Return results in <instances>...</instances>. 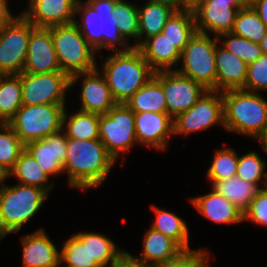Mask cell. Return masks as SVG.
<instances>
[{
  "label": "cell",
  "mask_w": 267,
  "mask_h": 267,
  "mask_svg": "<svg viewBox=\"0 0 267 267\" xmlns=\"http://www.w3.org/2000/svg\"><path fill=\"white\" fill-rule=\"evenodd\" d=\"M116 160L107 152L100 139L80 140L67 138L64 174L68 186L80 191L100 186L110 174ZM88 188V189H87Z\"/></svg>",
  "instance_id": "6da1fadb"
},
{
  "label": "cell",
  "mask_w": 267,
  "mask_h": 267,
  "mask_svg": "<svg viewBox=\"0 0 267 267\" xmlns=\"http://www.w3.org/2000/svg\"><path fill=\"white\" fill-rule=\"evenodd\" d=\"M106 57L101 62L100 72L116 103H125L155 73L136 47L129 52L113 53Z\"/></svg>",
  "instance_id": "7a4b0ae2"
},
{
  "label": "cell",
  "mask_w": 267,
  "mask_h": 267,
  "mask_svg": "<svg viewBox=\"0 0 267 267\" xmlns=\"http://www.w3.org/2000/svg\"><path fill=\"white\" fill-rule=\"evenodd\" d=\"M224 129L257 139L267 127V101L257 92H222Z\"/></svg>",
  "instance_id": "3957f363"
},
{
  "label": "cell",
  "mask_w": 267,
  "mask_h": 267,
  "mask_svg": "<svg viewBox=\"0 0 267 267\" xmlns=\"http://www.w3.org/2000/svg\"><path fill=\"white\" fill-rule=\"evenodd\" d=\"M47 196L37 186L5 183L0 188V236L19 232L42 208Z\"/></svg>",
  "instance_id": "277c9868"
},
{
  "label": "cell",
  "mask_w": 267,
  "mask_h": 267,
  "mask_svg": "<svg viewBox=\"0 0 267 267\" xmlns=\"http://www.w3.org/2000/svg\"><path fill=\"white\" fill-rule=\"evenodd\" d=\"M74 15L73 23L97 53L101 49L112 50L113 53L129 52L134 47L119 33L118 20L113 13H98L87 2L78 0Z\"/></svg>",
  "instance_id": "5b68a950"
},
{
  "label": "cell",
  "mask_w": 267,
  "mask_h": 267,
  "mask_svg": "<svg viewBox=\"0 0 267 267\" xmlns=\"http://www.w3.org/2000/svg\"><path fill=\"white\" fill-rule=\"evenodd\" d=\"M61 71L72 76L98 67L97 52L87 43L74 23L49 27Z\"/></svg>",
  "instance_id": "8992f818"
},
{
  "label": "cell",
  "mask_w": 267,
  "mask_h": 267,
  "mask_svg": "<svg viewBox=\"0 0 267 267\" xmlns=\"http://www.w3.org/2000/svg\"><path fill=\"white\" fill-rule=\"evenodd\" d=\"M65 104L22 105L8 122L26 145L62 130Z\"/></svg>",
  "instance_id": "52a82bcc"
},
{
  "label": "cell",
  "mask_w": 267,
  "mask_h": 267,
  "mask_svg": "<svg viewBox=\"0 0 267 267\" xmlns=\"http://www.w3.org/2000/svg\"><path fill=\"white\" fill-rule=\"evenodd\" d=\"M217 36L195 32L181 52V68L176 70L202 84L207 90H216L215 53Z\"/></svg>",
  "instance_id": "ba28073f"
},
{
  "label": "cell",
  "mask_w": 267,
  "mask_h": 267,
  "mask_svg": "<svg viewBox=\"0 0 267 267\" xmlns=\"http://www.w3.org/2000/svg\"><path fill=\"white\" fill-rule=\"evenodd\" d=\"M134 121L135 112L125 103H116L107 113L99 115V139L116 161L138 144Z\"/></svg>",
  "instance_id": "9c48e42d"
},
{
  "label": "cell",
  "mask_w": 267,
  "mask_h": 267,
  "mask_svg": "<svg viewBox=\"0 0 267 267\" xmlns=\"http://www.w3.org/2000/svg\"><path fill=\"white\" fill-rule=\"evenodd\" d=\"M35 28L20 14L0 30V75L23 72L30 34Z\"/></svg>",
  "instance_id": "30bf717a"
},
{
  "label": "cell",
  "mask_w": 267,
  "mask_h": 267,
  "mask_svg": "<svg viewBox=\"0 0 267 267\" xmlns=\"http://www.w3.org/2000/svg\"><path fill=\"white\" fill-rule=\"evenodd\" d=\"M174 135H189L212 126L224 128L222 92L207 90L187 111L173 118Z\"/></svg>",
  "instance_id": "8fae6325"
},
{
  "label": "cell",
  "mask_w": 267,
  "mask_h": 267,
  "mask_svg": "<svg viewBox=\"0 0 267 267\" xmlns=\"http://www.w3.org/2000/svg\"><path fill=\"white\" fill-rule=\"evenodd\" d=\"M22 105L66 104L70 76L63 72L21 73Z\"/></svg>",
  "instance_id": "7c38bea8"
},
{
  "label": "cell",
  "mask_w": 267,
  "mask_h": 267,
  "mask_svg": "<svg viewBox=\"0 0 267 267\" xmlns=\"http://www.w3.org/2000/svg\"><path fill=\"white\" fill-rule=\"evenodd\" d=\"M161 85L166 99L167 113L175 118L193 106L207 89L176 69L161 71Z\"/></svg>",
  "instance_id": "4fadbf2b"
},
{
  "label": "cell",
  "mask_w": 267,
  "mask_h": 267,
  "mask_svg": "<svg viewBox=\"0 0 267 267\" xmlns=\"http://www.w3.org/2000/svg\"><path fill=\"white\" fill-rule=\"evenodd\" d=\"M243 7L239 0H204L193 9L195 30L216 36L231 32L237 12Z\"/></svg>",
  "instance_id": "5bb4252c"
},
{
  "label": "cell",
  "mask_w": 267,
  "mask_h": 267,
  "mask_svg": "<svg viewBox=\"0 0 267 267\" xmlns=\"http://www.w3.org/2000/svg\"><path fill=\"white\" fill-rule=\"evenodd\" d=\"M98 68L70 76V87H74L77 85V81L82 79L79 110L102 115L107 113L116 102L111 95L104 75Z\"/></svg>",
  "instance_id": "9a60e30c"
},
{
  "label": "cell",
  "mask_w": 267,
  "mask_h": 267,
  "mask_svg": "<svg viewBox=\"0 0 267 267\" xmlns=\"http://www.w3.org/2000/svg\"><path fill=\"white\" fill-rule=\"evenodd\" d=\"M135 136L141 146L164 151L174 135L173 118L168 113H135Z\"/></svg>",
  "instance_id": "2e32d148"
},
{
  "label": "cell",
  "mask_w": 267,
  "mask_h": 267,
  "mask_svg": "<svg viewBox=\"0 0 267 267\" xmlns=\"http://www.w3.org/2000/svg\"><path fill=\"white\" fill-rule=\"evenodd\" d=\"M61 71L51 30L36 27L30 34L27 47V58L23 72L51 73Z\"/></svg>",
  "instance_id": "e0dca14e"
},
{
  "label": "cell",
  "mask_w": 267,
  "mask_h": 267,
  "mask_svg": "<svg viewBox=\"0 0 267 267\" xmlns=\"http://www.w3.org/2000/svg\"><path fill=\"white\" fill-rule=\"evenodd\" d=\"M78 0H29L21 13L35 27L49 28L73 23Z\"/></svg>",
  "instance_id": "ac0fdd59"
},
{
  "label": "cell",
  "mask_w": 267,
  "mask_h": 267,
  "mask_svg": "<svg viewBox=\"0 0 267 267\" xmlns=\"http://www.w3.org/2000/svg\"><path fill=\"white\" fill-rule=\"evenodd\" d=\"M25 149L50 177L64 174L67 137L63 130L41 140L30 142L25 145Z\"/></svg>",
  "instance_id": "d6986e66"
},
{
  "label": "cell",
  "mask_w": 267,
  "mask_h": 267,
  "mask_svg": "<svg viewBox=\"0 0 267 267\" xmlns=\"http://www.w3.org/2000/svg\"><path fill=\"white\" fill-rule=\"evenodd\" d=\"M22 267H61L60 250L44 229L22 236Z\"/></svg>",
  "instance_id": "ffe728a7"
},
{
  "label": "cell",
  "mask_w": 267,
  "mask_h": 267,
  "mask_svg": "<svg viewBox=\"0 0 267 267\" xmlns=\"http://www.w3.org/2000/svg\"><path fill=\"white\" fill-rule=\"evenodd\" d=\"M215 64L217 91L223 92L245 87L248 64L219 43L216 45Z\"/></svg>",
  "instance_id": "44dd1931"
},
{
  "label": "cell",
  "mask_w": 267,
  "mask_h": 267,
  "mask_svg": "<svg viewBox=\"0 0 267 267\" xmlns=\"http://www.w3.org/2000/svg\"><path fill=\"white\" fill-rule=\"evenodd\" d=\"M190 202L204 218L214 223L231 225L243 222V213L212 188L210 193L193 197Z\"/></svg>",
  "instance_id": "7402d4cb"
},
{
  "label": "cell",
  "mask_w": 267,
  "mask_h": 267,
  "mask_svg": "<svg viewBox=\"0 0 267 267\" xmlns=\"http://www.w3.org/2000/svg\"><path fill=\"white\" fill-rule=\"evenodd\" d=\"M138 49L155 72L178 68L181 52L162 32L146 39Z\"/></svg>",
  "instance_id": "603a6c76"
},
{
  "label": "cell",
  "mask_w": 267,
  "mask_h": 267,
  "mask_svg": "<svg viewBox=\"0 0 267 267\" xmlns=\"http://www.w3.org/2000/svg\"><path fill=\"white\" fill-rule=\"evenodd\" d=\"M184 249L172 238L149 228L143 239L141 256L127 252L135 261L153 266L178 256Z\"/></svg>",
  "instance_id": "cb8c5ba5"
},
{
  "label": "cell",
  "mask_w": 267,
  "mask_h": 267,
  "mask_svg": "<svg viewBox=\"0 0 267 267\" xmlns=\"http://www.w3.org/2000/svg\"><path fill=\"white\" fill-rule=\"evenodd\" d=\"M125 104L135 113H167L166 99L161 85V71H156L152 78L138 89Z\"/></svg>",
  "instance_id": "d4e9b609"
},
{
  "label": "cell",
  "mask_w": 267,
  "mask_h": 267,
  "mask_svg": "<svg viewBox=\"0 0 267 267\" xmlns=\"http://www.w3.org/2000/svg\"><path fill=\"white\" fill-rule=\"evenodd\" d=\"M138 5L139 36L138 47L148 38L160 33L167 20L176 12L168 5L146 1Z\"/></svg>",
  "instance_id": "484cf974"
},
{
  "label": "cell",
  "mask_w": 267,
  "mask_h": 267,
  "mask_svg": "<svg viewBox=\"0 0 267 267\" xmlns=\"http://www.w3.org/2000/svg\"><path fill=\"white\" fill-rule=\"evenodd\" d=\"M10 176H15L19 184L40 187L48 194L55 186V183L49 182L50 176L26 149L20 153L14 167L10 170Z\"/></svg>",
  "instance_id": "4316f807"
},
{
  "label": "cell",
  "mask_w": 267,
  "mask_h": 267,
  "mask_svg": "<svg viewBox=\"0 0 267 267\" xmlns=\"http://www.w3.org/2000/svg\"><path fill=\"white\" fill-rule=\"evenodd\" d=\"M210 186L218 194L232 202L242 213L249 208L250 203L260 190L255 184L247 182L237 175L229 179L215 181Z\"/></svg>",
  "instance_id": "83f0119b"
},
{
  "label": "cell",
  "mask_w": 267,
  "mask_h": 267,
  "mask_svg": "<svg viewBox=\"0 0 267 267\" xmlns=\"http://www.w3.org/2000/svg\"><path fill=\"white\" fill-rule=\"evenodd\" d=\"M65 108L63 114L62 130L67 138L92 140L99 139V115L91 112L77 110L68 116Z\"/></svg>",
  "instance_id": "f1b7e54d"
},
{
  "label": "cell",
  "mask_w": 267,
  "mask_h": 267,
  "mask_svg": "<svg viewBox=\"0 0 267 267\" xmlns=\"http://www.w3.org/2000/svg\"><path fill=\"white\" fill-rule=\"evenodd\" d=\"M60 262L69 267H100L89 252V232L80 231L63 243Z\"/></svg>",
  "instance_id": "f546056e"
},
{
  "label": "cell",
  "mask_w": 267,
  "mask_h": 267,
  "mask_svg": "<svg viewBox=\"0 0 267 267\" xmlns=\"http://www.w3.org/2000/svg\"><path fill=\"white\" fill-rule=\"evenodd\" d=\"M21 106V73L0 75V123H8Z\"/></svg>",
  "instance_id": "4dcf8cb0"
},
{
  "label": "cell",
  "mask_w": 267,
  "mask_h": 267,
  "mask_svg": "<svg viewBox=\"0 0 267 267\" xmlns=\"http://www.w3.org/2000/svg\"><path fill=\"white\" fill-rule=\"evenodd\" d=\"M151 208L154 210L156 218L150 227L175 240L184 250H189V229L185 220L175 213L158 208L153 204Z\"/></svg>",
  "instance_id": "1f68e13d"
},
{
  "label": "cell",
  "mask_w": 267,
  "mask_h": 267,
  "mask_svg": "<svg viewBox=\"0 0 267 267\" xmlns=\"http://www.w3.org/2000/svg\"><path fill=\"white\" fill-rule=\"evenodd\" d=\"M182 52L190 37L196 32L193 10L176 11L161 31Z\"/></svg>",
  "instance_id": "d6a6232c"
},
{
  "label": "cell",
  "mask_w": 267,
  "mask_h": 267,
  "mask_svg": "<svg viewBox=\"0 0 267 267\" xmlns=\"http://www.w3.org/2000/svg\"><path fill=\"white\" fill-rule=\"evenodd\" d=\"M231 32L259 44L267 33V27L251 6H244L237 12Z\"/></svg>",
  "instance_id": "836d02e7"
},
{
  "label": "cell",
  "mask_w": 267,
  "mask_h": 267,
  "mask_svg": "<svg viewBox=\"0 0 267 267\" xmlns=\"http://www.w3.org/2000/svg\"><path fill=\"white\" fill-rule=\"evenodd\" d=\"M89 252L100 267H113L127 251L118 248L108 236L89 232Z\"/></svg>",
  "instance_id": "e575fe53"
},
{
  "label": "cell",
  "mask_w": 267,
  "mask_h": 267,
  "mask_svg": "<svg viewBox=\"0 0 267 267\" xmlns=\"http://www.w3.org/2000/svg\"><path fill=\"white\" fill-rule=\"evenodd\" d=\"M234 148L217 149L211 166L207 169V179L212 185L215 181L225 180L236 176L238 153Z\"/></svg>",
  "instance_id": "d590c367"
},
{
  "label": "cell",
  "mask_w": 267,
  "mask_h": 267,
  "mask_svg": "<svg viewBox=\"0 0 267 267\" xmlns=\"http://www.w3.org/2000/svg\"><path fill=\"white\" fill-rule=\"evenodd\" d=\"M266 166L267 162L261 159L257 152L249 151L243 156L238 155L236 175L247 182L255 184L259 189H263L267 182ZM261 181L263 184H260Z\"/></svg>",
  "instance_id": "8d00e7d4"
},
{
  "label": "cell",
  "mask_w": 267,
  "mask_h": 267,
  "mask_svg": "<svg viewBox=\"0 0 267 267\" xmlns=\"http://www.w3.org/2000/svg\"><path fill=\"white\" fill-rule=\"evenodd\" d=\"M113 15L116 16L119 33L127 39H134L137 42L133 45L138 48L139 23L138 6L126 0H118L115 4Z\"/></svg>",
  "instance_id": "74e56055"
},
{
  "label": "cell",
  "mask_w": 267,
  "mask_h": 267,
  "mask_svg": "<svg viewBox=\"0 0 267 267\" xmlns=\"http://www.w3.org/2000/svg\"><path fill=\"white\" fill-rule=\"evenodd\" d=\"M218 43L231 53L236 54L240 59L247 64L255 62L262 56V51L257 43H253L241 36L235 35L232 32L221 33L217 36Z\"/></svg>",
  "instance_id": "f35d334b"
},
{
  "label": "cell",
  "mask_w": 267,
  "mask_h": 267,
  "mask_svg": "<svg viewBox=\"0 0 267 267\" xmlns=\"http://www.w3.org/2000/svg\"><path fill=\"white\" fill-rule=\"evenodd\" d=\"M24 149L13 128L8 123H0V163L11 170Z\"/></svg>",
  "instance_id": "ab89813d"
},
{
  "label": "cell",
  "mask_w": 267,
  "mask_h": 267,
  "mask_svg": "<svg viewBox=\"0 0 267 267\" xmlns=\"http://www.w3.org/2000/svg\"><path fill=\"white\" fill-rule=\"evenodd\" d=\"M209 255V252L202 248L184 250L175 258L151 267H208V262L211 260Z\"/></svg>",
  "instance_id": "60d3db41"
},
{
  "label": "cell",
  "mask_w": 267,
  "mask_h": 267,
  "mask_svg": "<svg viewBox=\"0 0 267 267\" xmlns=\"http://www.w3.org/2000/svg\"><path fill=\"white\" fill-rule=\"evenodd\" d=\"M243 90L259 93L267 90V54L248 64L247 80Z\"/></svg>",
  "instance_id": "b9f144b4"
},
{
  "label": "cell",
  "mask_w": 267,
  "mask_h": 267,
  "mask_svg": "<svg viewBox=\"0 0 267 267\" xmlns=\"http://www.w3.org/2000/svg\"><path fill=\"white\" fill-rule=\"evenodd\" d=\"M253 222L255 225L267 227V189H260L249 208L243 213V221Z\"/></svg>",
  "instance_id": "7bdbcfd3"
},
{
  "label": "cell",
  "mask_w": 267,
  "mask_h": 267,
  "mask_svg": "<svg viewBox=\"0 0 267 267\" xmlns=\"http://www.w3.org/2000/svg\"><path fill=\"white\" fill-rule=\"evenodd\" d=\"M118 0H86V2L98 13H113Z\"/></svg>",
  "instance_id": "ee69618b"
},
{
  "label": "cell",
  "mask_w": 267,
  "mask_h": 267,
  "mask_svg": "<svg viewBox=\"0 0 267 267\" xmlns=\"http://www.w3.org/2000/svg\"><path fill=\"white\" fill-rule=\"evenodd\" d=\"M10 7L8 6L7 0H0V30L6 26L12 23L19 15L13 16L12 12L9 10Z\"/></svg>",
  "instance_id": "f6af8a7d"
},
{
  "label": "cell",
  "mask_w": 267,
  "mask_h": 267,
  "mask_svg": "<svg viewBox=\"0 0 267 267\" xmlns=\"http://www.w3.org/2000/svg\"><path fill=\"white\" fill-rule=\"evenodd\" d=\"M267 27V0H254L250 5Z\"/></svg>",
  "instance_id": "bcb514c9"
},
{
  "label": "cell",
  "mask_w": 267,
  "mask_h": 267,
  "mask_svg": "<svg viewBox=\"0 0 267 267\" xmlns=\"http://www.w3.org/2000/svg\"><path fill=\"white\" fill-rule=\"evenodd\" d=\"M113 267H151L135 261L127 252L117 261Z\"/></svg>",
  "instance_id": "7dc6e473"
},
{
  "label": "cell",
  "mask_w": 267,
  "mask_h": 267,
  "mask_svg": "<svg viewBox=\"0 0 267 267\" xmlns=\"http://www.w3.org/2000/svg\"><path fill=\"white\" fill-rule=\"evenodd\" d=\"M148 1L168 5L174 8L176 11L182 10V0H148Z\"/></svg>",
  "instance_id": "c3c4849f"
},
{
  "label": "cell",
  "mask_w": 267,
  "mask_h": 267,
  "mask_svg": "<svg viewBox=\"0 0 267 267\" xmlns=\"http://www.w3.org/2000/svg\"><path fill=\"white\" fill-rule=\"evenodd\" d=\"M10 177V169L4 164L0 163V188L4 186V182H6V180Z\"/></svg>",
  "instance_id": "681fc988"
},
{
  "label": "cell",
  "mask_w": 267,
  "mask_h": 267,
  "mask_svg": "<svg viewBox=\"0 0 267 267\" xmlns=\"http://www.w3.org/2000/svg\"><path fill=\"white\" fill-rule=\"evenodd\" d=\"M204 0H182V10H193Z\"/></svg>",
  "instance_id": "f907efd6"
},
{
  "label": "cell",
  "mask_w": 267,
  "mask_h": 267,
  "mask_svg": "<svg viewBox=\"0 0 267 267\" xmlns=\"http://www.w3.org/2000/svg\"><path fill=\"white\" fill-rule=\"evenodd\" d=\"M256 140H258L261 143L262 148L267 154V127L264 129L263 133Z\"/></svg>",
  "instance_id": "816d5d0a"
},
{
  "label": "cell",
  "mask_w": 267,
  "mask_h": 267,
  "mask_svg": "<svg viewBox=\"0 0 267 267\" xmlns=\"http://www.w3.org/2000/svg\"><path fill=\"white\" fill-rule=\"evenodd\" d=\"M259 46L261 48L262 53L267 54V33L265 34V36L263 37V39L259 43Z\"/></svg>",
  "instance_id": "f5cc1de1"
},
{
  "label": "cell",
  "mask_w": 267,
  "mask_h": 267,
  "mask_svg": "<svg viewBox=\"0 0 267 267\" xmlns=\"http://www.w3.org/2000/svg\"><path fill=\"white\" fill-rule=\"evenodd\" d=\"M244 6H250L254 0H239Z\"/></svg>",
  "instance_id": "db71d44e"
}]
</instances>
